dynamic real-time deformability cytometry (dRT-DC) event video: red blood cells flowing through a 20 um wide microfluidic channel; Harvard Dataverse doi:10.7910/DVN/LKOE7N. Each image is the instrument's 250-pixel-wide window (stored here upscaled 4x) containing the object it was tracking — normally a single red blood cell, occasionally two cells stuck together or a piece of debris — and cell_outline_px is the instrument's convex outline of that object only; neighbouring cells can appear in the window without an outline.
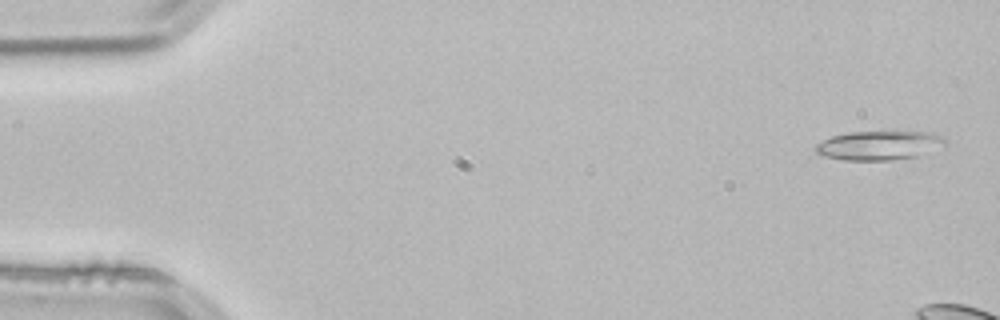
{"species": "common noctule bat (a hibernating species)", "species_latin": "Nyctalus noctula", "temperature_condition": "room temperature", "stored_images_in_passage": 9, "camera_frame_rate_fps": 3000, "um_per_image_px": 0.085, "animal": {"sex": "male", "body_mass_g": 21.5, "forearm_length_mm": 52.0}, "frame": {"image": 1, "passage_image": 2, "time_ms": 0.333, "image_size_px": [1000, 320], "cell_outline_px": [[948, 148], [920, 156], [892, 160], [844, 160], [824, 156], [816, 152], [812, 148], [816, 144], [832, 136], [848, 132], [928, 132], [944, 136], [948, 140]], "centroid_in_image_um": [74.86, 12.37], "position_along_channel_um": 10.1, "area_um2": 22.6}}